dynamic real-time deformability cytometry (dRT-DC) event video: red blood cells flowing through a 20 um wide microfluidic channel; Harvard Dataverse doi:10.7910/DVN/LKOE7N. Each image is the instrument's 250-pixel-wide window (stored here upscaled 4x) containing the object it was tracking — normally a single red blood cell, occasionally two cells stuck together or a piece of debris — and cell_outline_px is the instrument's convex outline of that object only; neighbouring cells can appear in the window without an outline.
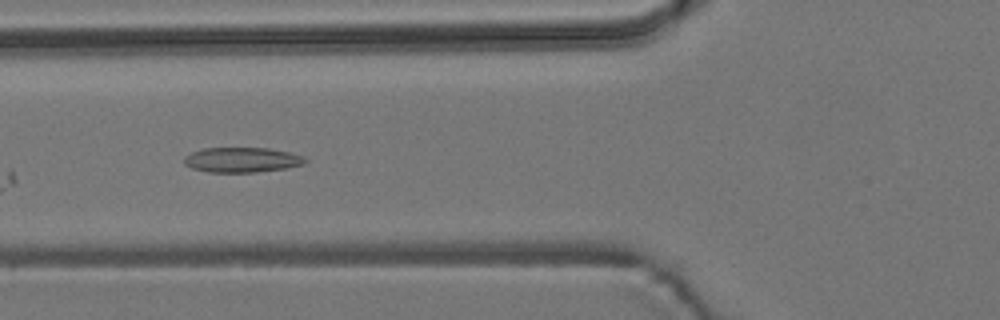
{"species": "common noctule bat (a hibernating species)", "species_latin": "Nyctalus noctula", "temperature_condition": "room temperature", "stored_images_in_passage": 10, "camera_frame_rate_fps": 3000, "um_per_image_px": 0.085, "animal": {"sex": "male", "body_mass_g": 19.2, "forearm_length_mm": 51.8}, "frame": {"image": 1, "passage_image": 5, "time_ms": 6.333, "image_size_px": [1000, 320], "cell_outline_px": [[308, 160], [304, 164], [288, 168], [256, 172], [208, 172], [192, 168], [184, 164], [184, 156], [192, 152], [204, 148], [268, 148], [288, 152], [304, 156]], "centroid_in_image_um": [20.58, 13.59], "position_along_channel_um": 105.2, "area_um2": 17.69}}
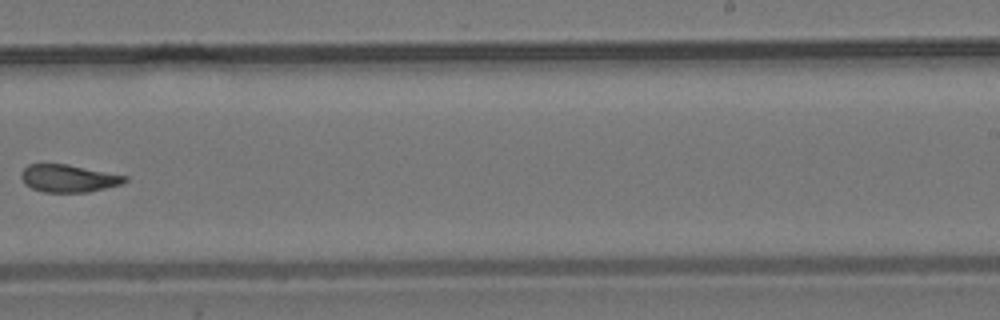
{"frame": {"image": 2, "passage_image": 9, "time_ms": 11.0, "image_size_px": [1000, 320], "cell_outline_px": [[128, 180], [120, 184], [88, 192], [44, 192], [32, 188], [24, 184], [20, 176], [20, 172], [28, 164], [68, 164], [128, 176]], "centroid_in_image_um": [5.79, 15.15], "position_along_channel_um": 283.2, "area_um2": 16.65}}
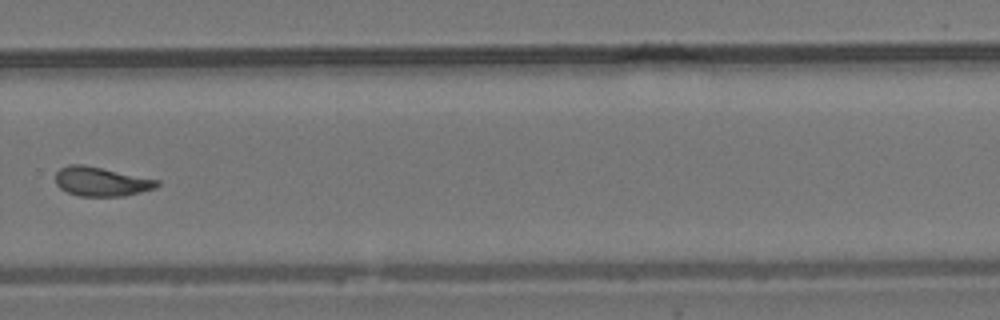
{"frame": {"image": 3, "passage_image": 10, "time_ms": 12.0, "image_size_px": [1000, 320], "cell_outline_px": [[160, 184], [156, 188], [124, 196], [80, 196], [68, 192], [60, 188], [56, 184], [56, 172], [60, 168], [68, 164], [84, 164], [160, 180]], "centroid_in_image_um": [8.61, 15.42], "position_along_channel_um": 321.2, "area_um2": 17.34}}